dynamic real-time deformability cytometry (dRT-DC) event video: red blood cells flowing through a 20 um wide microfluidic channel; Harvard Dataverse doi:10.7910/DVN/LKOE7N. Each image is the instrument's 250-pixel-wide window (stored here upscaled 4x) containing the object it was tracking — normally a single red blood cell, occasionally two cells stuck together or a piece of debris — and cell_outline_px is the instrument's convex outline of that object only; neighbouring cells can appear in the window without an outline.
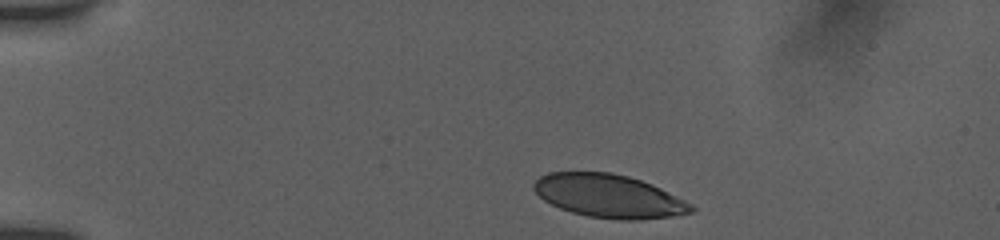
{"species": "human", "species_latin": "Homo sapiens", "temperature_condition": "room temperature", "stored_images_in_passage": 31, "camera_frame_rate_fps": 3000, "um_per_image_px": 0.085, "donor": {"sex": "female"}, "frame": {"image": 1, "passage_image": 1, "time_ms": 0.0, "image_size_px": [1000, 240], "cell_outline_px": [[696, 208], [692, 212], [672, 216], [640, 220], [616, 220], [588, 216], [572, 212], [560, 208], [544, 200], [532, 188], [532, 184], [540, 176], [548, 172], [612, 172], [628, 176], [652, 184], [692, 204]], "centroid_in_image_um": [51.75, 16.66], "position_along_channel_um": 33.3, "area_um2": 39.65}}
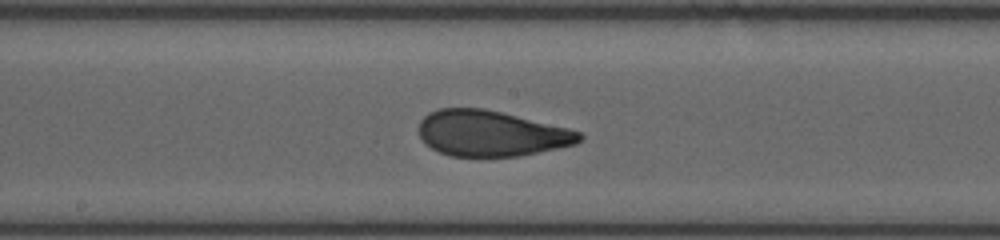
{"frame": {"image": 2, "passage_image": 17, "time_ms": 6.333, "image_size_px": [1000, 240], "cell_outline_px": [[584, 140], [576, 144], [520, 156], [452, 156], [440, 152], [432, 148], [420, 136], [420, 120], [428, 112], [440, 108], [484, 108], [568, 128], [580, 132], [584, 136]], "centroid_in_image_um": [41.77, 11.34], "position_along_channel_um": 206.4, "area_um2": 42.54}}
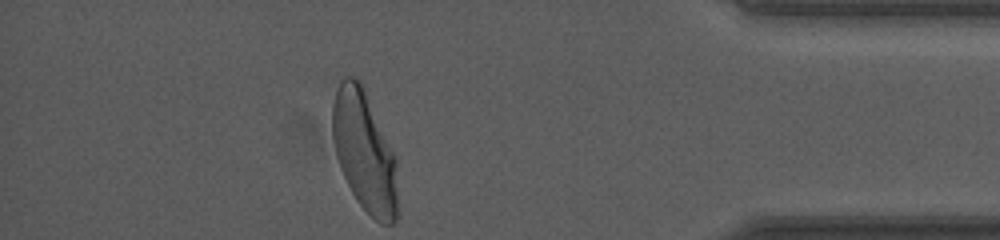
{"frame": {"image": 3, "passage_image": 31, "time_ms": 12.333, "image_size_px": [1000, 240], "cell_outline_px": [[396, 220], [392, 224], [380, 224], [356, 200], [340, 168], [336, 156], [332, 136], [332, 104], [340, 80], [344, 76], [356, 76], [360, 80], [364, 88], [396, 156]], "centroid_in_image_um": [30.96, 12.83], "position_along_channel_um": 404.2, "area_um2": 45.72}, "authors_computed_cell_mechanics": {"area_um2": 43.5234, "velocity_mm_per_s": 3.8438, "shape_relaxation_time_tau1_ms": 4.0913, "shape_relaxation_time_tau2_ms": 0.7729, "deformation_change_tau1": 0.1682, "deformation_change_tau2": 0.0635}}